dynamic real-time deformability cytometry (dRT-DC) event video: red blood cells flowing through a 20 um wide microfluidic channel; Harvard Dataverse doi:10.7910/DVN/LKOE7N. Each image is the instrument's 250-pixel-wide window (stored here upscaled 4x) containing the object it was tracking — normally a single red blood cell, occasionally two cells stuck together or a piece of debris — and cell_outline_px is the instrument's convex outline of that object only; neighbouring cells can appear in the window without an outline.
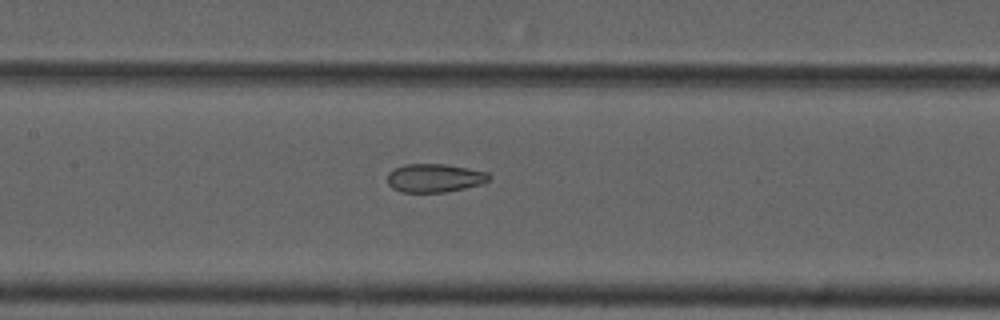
{"species": "common noctule bat (a hibernating species)", "species_latin": "Nyctalus noctula", "temperature_condition": "cold", "stored_images_in_passage": 5, "camera_frame_rate_fps": 3000, "um_per_image_px": 0.085, "animal": {"sex": "male", "forearm_length_mm": 52.5}, "frame": {"image": 1, "passage_image": 5, "time_ms": 4.667, "image_size_px": [1000, 320], "cell_outline_px": [[492, 176], [488, 180], [480, 184], [464, 188], [444, 192], [400, 192], [392, 188], [388, 184], [388, 172], [404, 164], [444, 164], [468, 168], [488, 172]], "centroid_in_image_um": [36.93, 15.13], "position_along_channel_um": 170.5, "area_um2": 16.82}}